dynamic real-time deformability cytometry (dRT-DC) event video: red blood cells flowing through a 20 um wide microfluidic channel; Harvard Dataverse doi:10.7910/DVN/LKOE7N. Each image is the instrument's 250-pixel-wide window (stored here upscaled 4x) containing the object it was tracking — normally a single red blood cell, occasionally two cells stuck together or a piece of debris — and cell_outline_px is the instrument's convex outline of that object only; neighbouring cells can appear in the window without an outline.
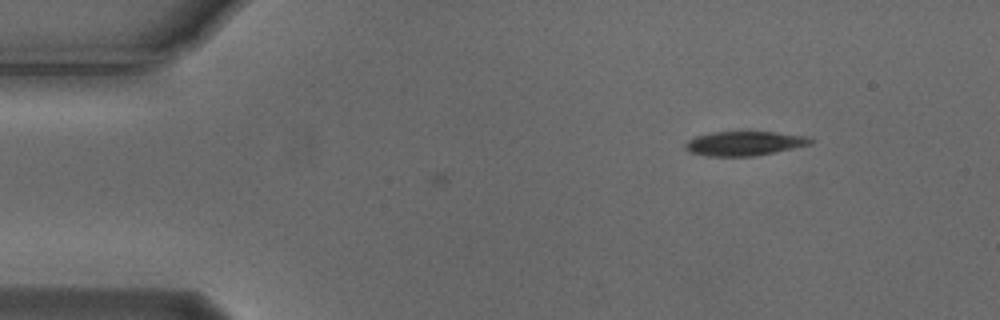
{"species": "Egyptian fruit bat (a non-hibernating species)", "species_latin": "Rousettus aegyptiacus", "temperature_condition": "cold", "stored_images_in_passage": 5, "camera_frame_rate_fps": 3000, "um_per_image_px": 0.085, "animal": {"sex": "male"}, "frame": {"image": 1, "passage_image": 5, "time_ms": 1.333, "image_size_px": [1000, 320], "cell_outline_px": [[812, 144], [756, 156], [708, 156], [688, 152], [684, 148], [684, 144], [688, 140], [696, 136], [712, 132], [776, 132], [808, 136], [812, 140]], "centroid_in_image_um": [63.25, 12.19], "position_along_channel_um": 21.8, "area_um2": 17.8}}